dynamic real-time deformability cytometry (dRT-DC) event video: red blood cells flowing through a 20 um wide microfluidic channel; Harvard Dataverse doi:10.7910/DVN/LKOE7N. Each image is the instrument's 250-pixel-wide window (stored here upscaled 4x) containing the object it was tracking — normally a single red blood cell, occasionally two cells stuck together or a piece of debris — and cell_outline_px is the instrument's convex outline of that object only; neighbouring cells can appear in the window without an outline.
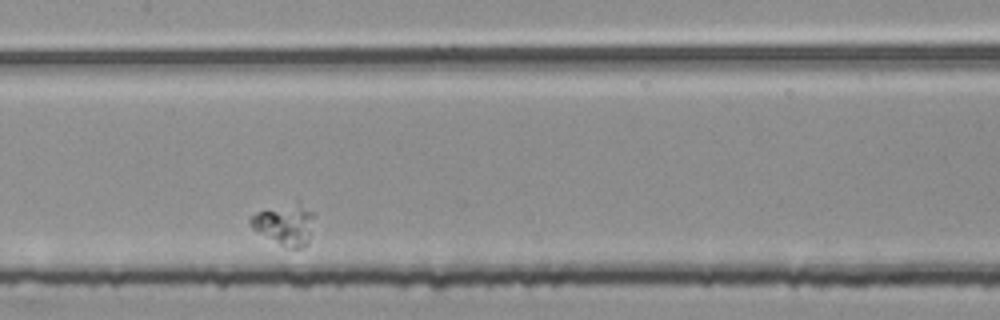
{"species": "common noctule bat (a hibernating species)", "species_latin": "Nyctalus noctula", "temperature_condition": "room temperature", "stored_images_in_passage": 39, "segment_of_instrument_passage": [2, 2], "camera_frame_rate_fps": 3000, "um_per_image_px": 0.085, "animal": {"sex": "female", "body_mass_g": 25.1}, "frame": {"image": 1, "passage_image": 20, "time_ms": 6.333, "image_size_px": [1000, 320], "cell_outline_px": [[316, 212], [308, 244], [304, 248], [288, 248], [280, 244], [252, 228], [248, 220], [248, 216], [256, 212], [300, 200]], "centroid_in_image_um": [24.28, 19.03], "position_along_channel_um": 183.1, "area_um2": 15.72}}
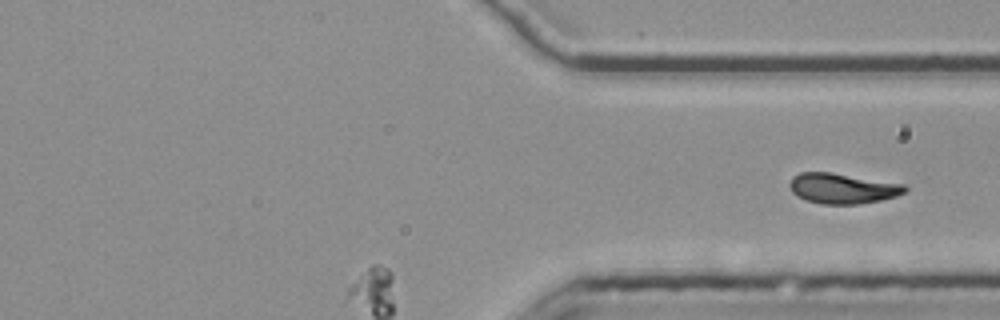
{"frame": {"image": 2, "passage_image": 39, "time_ms": 12.667, "image_size_px": [1000, 320], "cell_outline_px": [[908, 192], [896, 196], [880, 200], [860, 204], [820, 204], [804, 200], [796, 196], [792, 192], [788, 184], [792, 176], [800, 172], [832, 172], [904, 184], [908, 188]], "centroid_in_image_um": [71.59, 16.01], "position_along_channel_um": 339.8, "area_um2": 20.69}}